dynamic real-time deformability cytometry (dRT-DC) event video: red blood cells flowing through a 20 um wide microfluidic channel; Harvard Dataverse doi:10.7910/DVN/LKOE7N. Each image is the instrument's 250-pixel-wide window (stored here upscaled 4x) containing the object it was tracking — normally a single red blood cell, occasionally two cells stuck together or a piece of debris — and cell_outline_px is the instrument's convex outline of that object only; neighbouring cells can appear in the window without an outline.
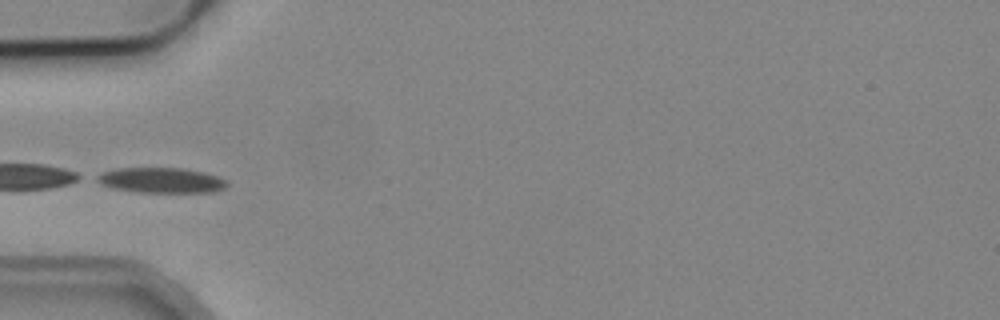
{"species": "common noctule bat (a hibernating species)", "species_latin": "Nyctalus noctula", "temperature_condition": "cold", "stored_images_in_passage": 36, "camera_frame_rate_fps": 3000, "um_per_image_px": 0.085, "animal": {"sex": "male", "body_mass_g": 19.2, "forearm_length_mm": 51.8}, "frame": {"image": 1, "passage_image": 1, "time_ms": 0.0, "image_size_px": [1000, 320], "cell_outline_px": [[228, 184], [224, 188], [212, 192], [136, 192], [112, 188], [100, 184], [92, 180], [92, 176], [100, 172], [116, 168], [184, 168], [204, 172], [228, 180]], "centroid_in_image_um": [13.61, 15.32], "position_along_channel_um": 71.4, "area_um2": 19.54}, "authors_computed_cell_mechanics": {"area_um2": 19.4208, "velocity_mm_per_s": 3.8361, "shape_relaxation_time_tau1_ms": 8.2225, "shape_relaxation_time_tau2_ms": null, "deformation_change_tau1": 0.1441, "deformation_change_tau2": null}}